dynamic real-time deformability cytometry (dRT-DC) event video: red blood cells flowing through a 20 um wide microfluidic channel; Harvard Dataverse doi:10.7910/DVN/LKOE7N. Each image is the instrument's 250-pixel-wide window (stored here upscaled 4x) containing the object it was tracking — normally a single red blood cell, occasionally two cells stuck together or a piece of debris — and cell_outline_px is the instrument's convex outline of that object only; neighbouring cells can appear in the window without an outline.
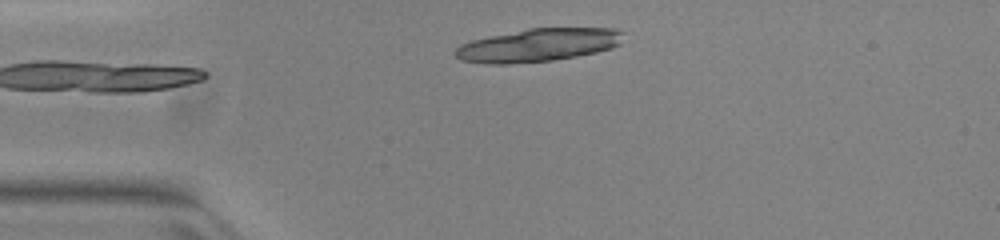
{"species": "common noctule bat (a hibernating species)", "species_latin": "Nyctalus noctula", "temperature_condition": "warm", "stored_images_in_passage": 36, "camera_frame_rate_fps": 3000, "um_per_image_px": 0.085, "animal": {"sex": "female", "body_mass_g": 23.0, "forearm_length_mm": 53.4}, "frame": {"image": 1, "passage_image": 1, "time_ms": 0.0, "image_size_px": [1000, 240], "cell_outline_px": [[624, 32], [620, 44], [612, 48], [596, 52], [576, 56], [552, 60], [508, 64], [488, 64], [464, 60], [456, 56], [456, 48], [460, 44], [472, 40], [488, 36], [528, 28], [612, 28]], "centroid_in_image_um": [45.76, 3.82], "position_along_channel_um": 39.2, "area_um2": 32.25}, "authors_computed_cell_mechanics": {"area_um2": 19.5653, "velocity_mm_per_s": 3.9669, "shape_relaxation_time_tau1_ms": 6.3207, "shape_relaxation_time_tau2_ms": 3.5282, "deformation_change_tau1": 0.2103, "deformation_change_tau2": 0.0623}}